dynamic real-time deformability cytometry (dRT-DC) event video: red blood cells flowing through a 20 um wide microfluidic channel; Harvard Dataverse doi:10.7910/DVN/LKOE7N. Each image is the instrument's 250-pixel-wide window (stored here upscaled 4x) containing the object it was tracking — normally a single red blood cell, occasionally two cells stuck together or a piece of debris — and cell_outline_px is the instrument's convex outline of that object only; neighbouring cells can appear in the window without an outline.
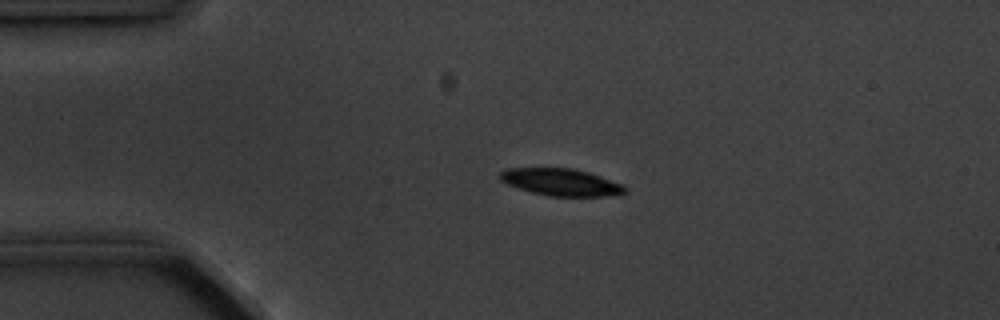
{"species": "common noctule bat (a hibernating species)", "species_latin": "Nyctalus noctula", "temperature_condition": "cold", "stored_images_in_passage": 5, "segment_of_instrument_passage": [1, 2], "camera_frame_rate_fps": 3000, "um_per_image_px": 0.085, "animal": {"sex": "male", "body_mass_g": 20.1, "forearm_length_mm": 53.5}, "frame": {"image": 1, "passage_image": 3, "time_ms": 2.333, "image_size_px": [1000, 320], "cell_outline_px": [[628, 192], [620, 196], [548, 196], [532, 192], [508, 184], [500, 180], [500, 172], [508, 168], [572, 168], [588, 172], [624, 184], [628, 188]], "centroid_in_image_um": [47.78, 15.49], "position_along_channel_um": 37.2, "area_um2": 19.88}}